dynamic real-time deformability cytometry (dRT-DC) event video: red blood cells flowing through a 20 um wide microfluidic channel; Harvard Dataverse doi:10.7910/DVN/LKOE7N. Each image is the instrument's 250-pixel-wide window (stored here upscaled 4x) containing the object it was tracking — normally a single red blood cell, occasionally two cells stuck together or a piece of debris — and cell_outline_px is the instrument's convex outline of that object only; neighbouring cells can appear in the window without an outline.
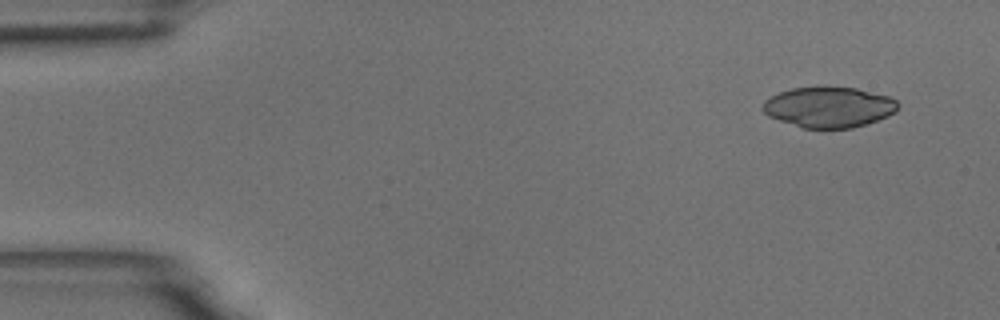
{"species": "common noctule bat (a hibernating species)", "species_latin": "Nyctalus noctula", "temperature_condition": "room temperature", "stored_images_in_passage": 10, "camera_frame_rate_fps": 3000, "um_per_image_px": 0.085, "animal": {"sex": "male", "body_mass_g": 18.8}, "frame": {"image": 1, "passage_image": 1, "time_ms": 0.0, "image_size_px": [1000, 320], "cell_outline_px": [[900, 104], [896, 112], [888, 116], [852, 128], [804, 128], [768, 116], [760, 108], [764, 100], [780, 92], [792, 88], [816, 84], [820, 84], [856, 88], [888, 96], [896, 100]], "centroid_in_image_um": [70.44, 9.06], "position_along_channel_um": 14.6, "area_um2": 32.54}}